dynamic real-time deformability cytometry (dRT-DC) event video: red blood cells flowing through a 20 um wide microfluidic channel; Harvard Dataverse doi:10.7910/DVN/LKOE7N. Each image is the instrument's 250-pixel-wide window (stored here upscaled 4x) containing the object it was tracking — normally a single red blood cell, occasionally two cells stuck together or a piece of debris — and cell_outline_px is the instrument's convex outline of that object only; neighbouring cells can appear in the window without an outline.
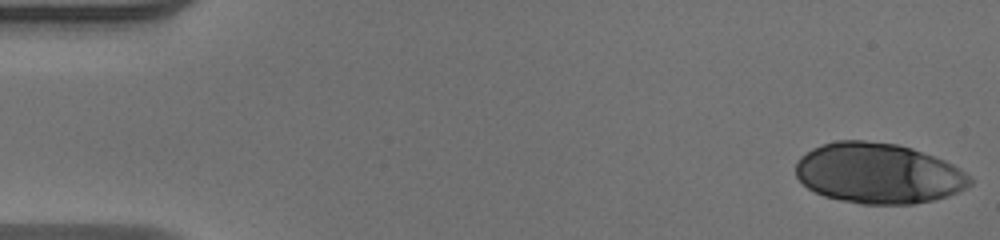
{"species": "human", "species_latin": "Homo sapiens", "temperature_condition": "warm", "stored_images_in_passage": 48, "camera_frame_rate_fps": 3000, "um_per_image_px": 0.085, "donor": {"sex": "male"}, "frame": {"image": 1, "passage_image": 1, "time_ms": 0.0, "image_size_px": [1000, 240], "cell_outline_px": [[972, 184], [960, 192], [936, 200], [912, 204], [860, 204], [840, 200], [824, 196], [808, 188], [796, 176], [796, 160], [800, 156], [812, 148], [836, 140], [864, 140], [896, 144], [912, 148], [944, 160], [952, 164], [972, 176]], "centroid_in_image_um": [74.68, 14.74], "position_along_channel_um": 10.3, "area_um2": 61.73}}